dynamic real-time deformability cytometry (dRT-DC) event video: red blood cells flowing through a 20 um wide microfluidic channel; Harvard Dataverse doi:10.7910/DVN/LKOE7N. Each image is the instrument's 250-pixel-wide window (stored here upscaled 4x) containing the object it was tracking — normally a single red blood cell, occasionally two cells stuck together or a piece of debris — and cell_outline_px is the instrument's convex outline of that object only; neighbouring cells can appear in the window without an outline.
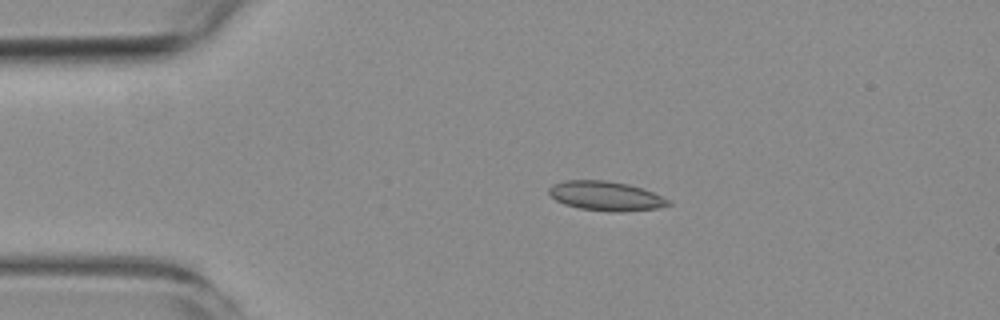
{"species": "common noctule bat (a hibernating species)", "species_latin": "Nyctalus noctula", "temperature_condition": "room temperature", "stored_images_in_passage": 2, "camera_frame_rate_fps": 3000, "um_per_image_px": 0.085, "animal": {"sex": "female", "body_mass_g": 19.3, "forearm_length_mm": 54.1}, "frame": {"image": 1, "passage_image": 1, "time_ms": 0.0, "image_size_px": [1000, 320], "cell_outline_px": [[672, 204], [656, 208], [620, 212], [612, 212], [580, 208], [564, 204], [556, 200], [548, 192], [548, 188], [552, 184], [564, 180], [604, 180], [628, 184], [644, 188], [668, 200]], "centroid_in_image_um": [51.46, 16.65], "position_along_channel_um": 33.5, "area_um2": 20.35}}